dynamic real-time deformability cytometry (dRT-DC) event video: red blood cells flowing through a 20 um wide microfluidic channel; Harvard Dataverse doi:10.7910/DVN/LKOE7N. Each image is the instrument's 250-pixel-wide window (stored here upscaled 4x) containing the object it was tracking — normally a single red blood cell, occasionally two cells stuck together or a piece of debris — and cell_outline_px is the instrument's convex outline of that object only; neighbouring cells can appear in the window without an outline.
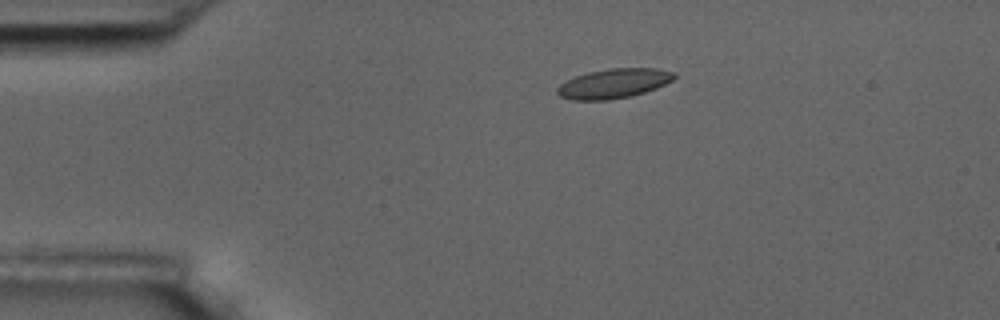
{"species": "common noctule bat (a hibernating species)", "species_latin": "Nyctalus noctula", "temperature_condition": "room temperature", "stored_images_in_passage": 5, "camera_frame_rate_fps": 3000, "um_per_image_px": 0.085, "animal": {"sex": "male", "body_mass_g": 17.5, "forearm_length_mm": 52.3}, "frame": {"image": 1, "passage_image": 1, "time_ms": 0.0, "image_size_px": [1000, 320], "cell_outline_px": [[676, 76], [672, 80], [656, 88], [644, 92], [628, 96], [608, 100], [572, 100], [560, 96], [556, 92], [556, 88], [560, 84], [576, 76], [588, 72], [608, 68], [656, 68], [676, 72]], "centroid_in_image_um": [52.16, 7.09], "position_along_channel_um": 32.8, "area_um2": 20.06}}
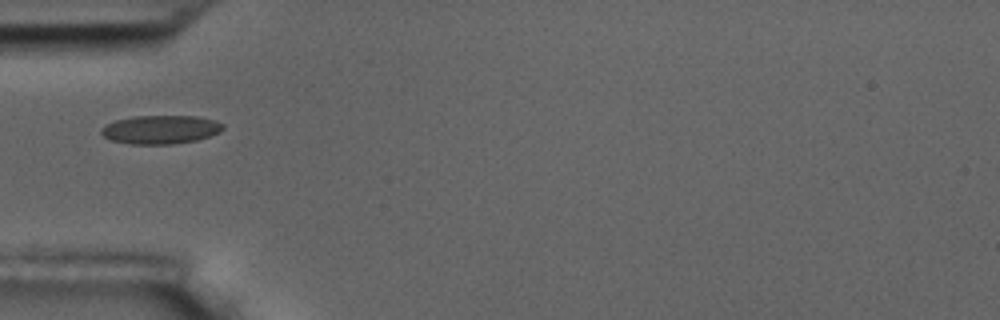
{"frame": {"image": 2, "passage_image": 3, "time_ms": 2.333, "image_size_px": [1000, 320], "cell_outline_px": [[224, 128], [220, 132], [196, 140], [172, 144], [128, 144], [112, 140], [104, 136], [100, 132], [100, 128], [116, 120], [136, 116], [196, 116], [216, 120], [224, 124]], "centroid_in_image_um": [13.67, 11.01], "position_along_channel_um": 71.3, "area_um2": 20.23}}
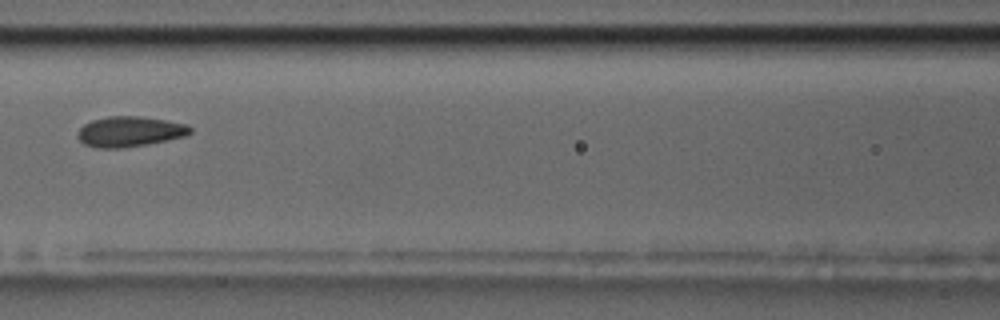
{"frame": {"image": 3, "passage_image": 5, "time_ms": 4.667, "image_size_px": [1000, 320], "cell_outline_px": [[192, 132], [184, 136], [168, 140], [148, 144], [120, 148], [96, 148], [84, 144], [76, 136], [76, 132], [84, 124], [92, 120], [108, 116], [140, 116], [188, 124], [192, 128]], "centroid_in_image_um": [11.01, 11.18], "position_along_channel_um": 155.6, "area_um2": 20.0}}